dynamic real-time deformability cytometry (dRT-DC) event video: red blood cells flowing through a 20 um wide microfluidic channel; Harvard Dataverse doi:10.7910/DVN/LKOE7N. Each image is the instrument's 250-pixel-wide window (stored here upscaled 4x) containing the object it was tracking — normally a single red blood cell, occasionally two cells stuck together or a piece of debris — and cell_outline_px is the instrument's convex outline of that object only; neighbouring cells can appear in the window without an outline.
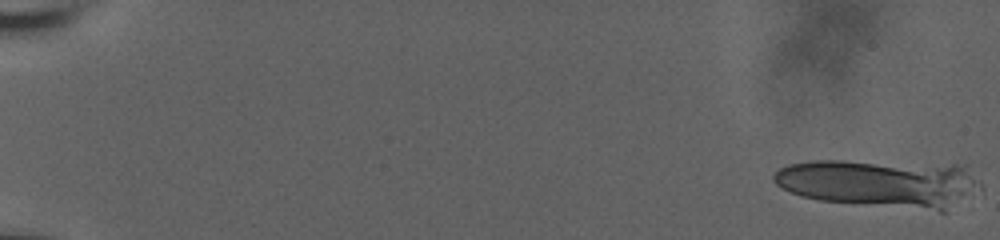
{"species": "human", "species_latin": "Homo sapiens", "temperature_condition": "room temperature", "stored_images_in_passage": 18, "camera_frame_rate_fps": 3000, "um_per_image_px": 0.085, "donor": {"sex": "male"}, "frame": {"image": 1, "passage_image": 1, "time_ms": 0.0, "image_size_px": [1000, 240], "cell_outline_px": [[980, 188], [944, 212], [940, 212], [820, 200], [800, 196], [776, 184], [772, 180], [772, 176], [780, 168], [788, 164], [812, 160], [844, 160], [968, 164], [980, 184]], "centroid_in_image_um": [74.86, 15.55], "position_along_channel_um": 10.1, "area_um2": 58.72}}